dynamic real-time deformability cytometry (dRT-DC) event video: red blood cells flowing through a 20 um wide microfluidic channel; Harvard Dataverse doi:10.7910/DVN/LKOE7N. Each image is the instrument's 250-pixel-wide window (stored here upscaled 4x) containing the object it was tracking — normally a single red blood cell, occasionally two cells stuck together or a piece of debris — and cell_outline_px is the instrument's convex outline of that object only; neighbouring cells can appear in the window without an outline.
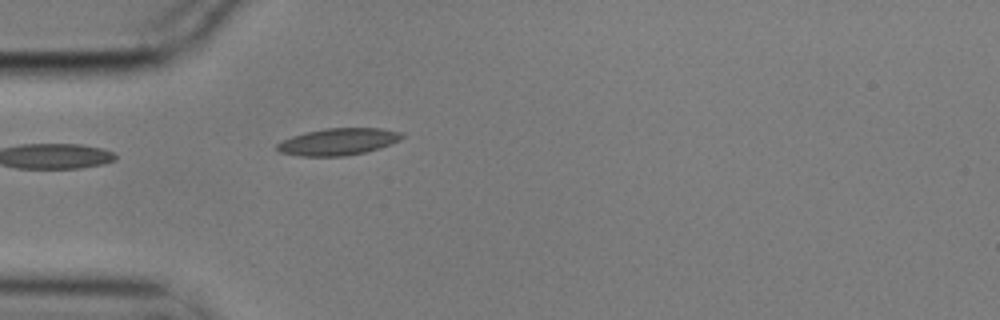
{"species": "common noctule bat (a hibernating species)", "species_latin": "Nyctalus noctula", "temperature_condition": "cold", "stored_images_in_passage": 4, "camera_frame_rate_fps": 3000, "um_per_image_px": 0.085, "animal": {"sex": "male", "body_mass_g": 17.9}, "frame": {"image": 1, "passage_image": 4, "time_ms": 1.0, "image_size_px": [1000, 320], "cell_outline_px": [[404, 136], [400, 140], [380, 148], [364, 152], [344, 156], [300, 156], [280, 152], [276, 148], [276, 144], [292, 136], [324, 128], [380, 128], [404, 132]], "centroid_in_image_um": [28.78, 12.04], "position_along_channel_um": 56.2, "area_um2": 19.54}}